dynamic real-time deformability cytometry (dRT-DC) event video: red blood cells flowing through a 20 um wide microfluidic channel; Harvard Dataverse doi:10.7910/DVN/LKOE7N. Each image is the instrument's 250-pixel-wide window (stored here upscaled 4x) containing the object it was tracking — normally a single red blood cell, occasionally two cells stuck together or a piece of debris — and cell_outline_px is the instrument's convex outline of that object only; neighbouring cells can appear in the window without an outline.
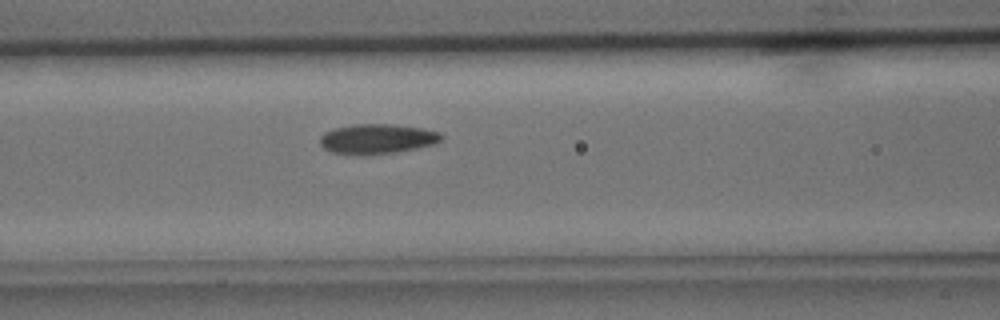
{"species": "common noctule bat (a hibernating species)", "species_latin": "Nyctalus noctula", "temperature_condition": "cold", "stored_images_in_passage": 34, "camera_frame_rate_fps": 3000, "um_per_image_px": 0.085, "animal": {"sex": "male", "body_mass_g": 15.6}, "frame": {"image": 1, "passage_image": 15, "time_ms": 4.667, "image_size_px": [1000, 320], "cell_outline_px": [[444, 136], [436, 144], [396, 152], [360, 156], [332, 152], [324, 148], [320, 144], [320, 136], [324, 132], [332, 128], [352, 124], [388, 124], [424, 128], [440, 132]], "centroid_in_image_um": [32.04, 11.81], "position_along_channel_um": 134.6, "area_um2": 21.44}}
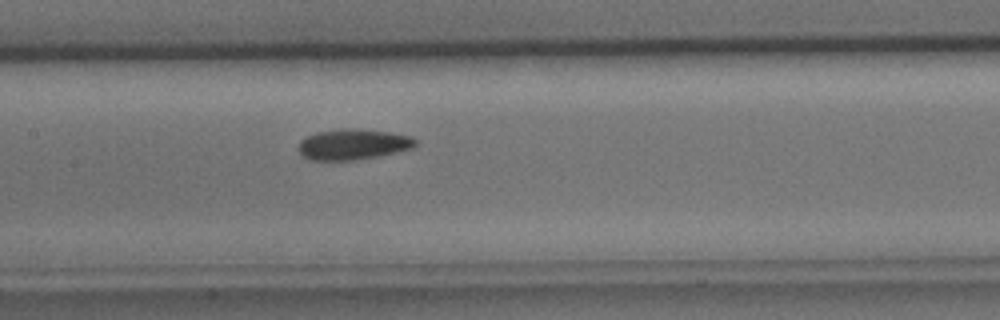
{"frame": {"image": 2, "passage_image": 18, "time_ms": 5.667, "image_size_px": [1000, 320], "cell_outline_px": [[416, 144], [412, 148], [396, 152], [356, 160], [308, 160], [300, 156], [300, 140], [316, 132], [344, 128], [356, 128], [388, 132], [412, 136], [416, 140]], "centroid_in_image_um": [29.99, 12.27], "position_along_channel_um": 177.4, "area_um2": 20.87}}
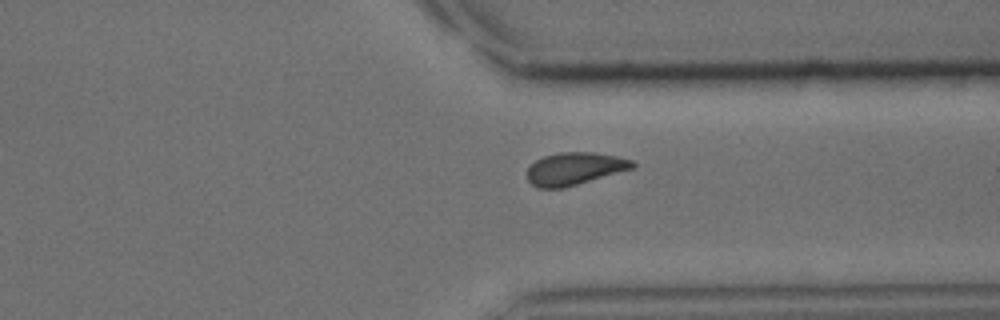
{"frame": {"image": 3, "passage_image": 31, "time_ms": 10.0, "image_size_px": [1000, 320], "cell_outline_px": [[636, 164], [632, 168], [564, 188], [536, 188], [528, 180], [528, 168], [536, 160], [544, 156], [560, 152], [596, 152], [616, 156], [632, 160]], "centroid_in_image_um": [48.82, 14.33], "position_along_channel_um": 362.6, "area_um2": 19.77}}